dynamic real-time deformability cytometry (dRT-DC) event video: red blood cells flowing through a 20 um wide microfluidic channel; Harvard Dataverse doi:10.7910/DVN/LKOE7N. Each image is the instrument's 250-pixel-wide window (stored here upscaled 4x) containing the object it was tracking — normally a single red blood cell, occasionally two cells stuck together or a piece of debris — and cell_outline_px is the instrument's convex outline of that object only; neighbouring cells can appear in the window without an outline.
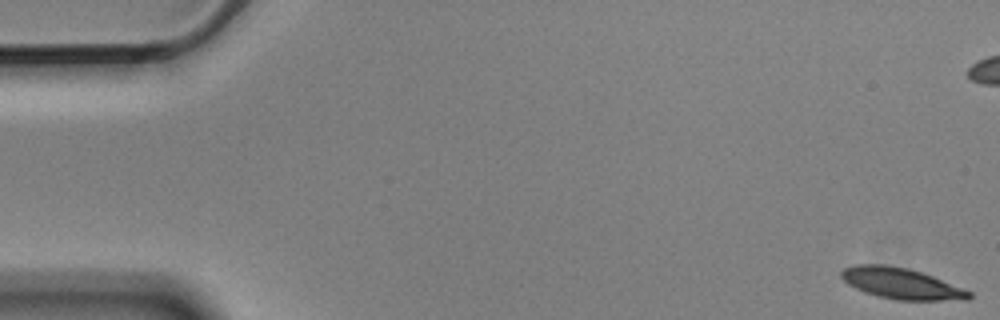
{"species": "Egyptian fruit bat (a non-hibernating species)", "species_latin": "Rousettus aegyptiacus", "temperature_condition": "cold", "stored_images_in_passage": 6, "camera_frame_rate_fps": 3000, "um_per_image_px": 0.085, "animal": {"sex": "male"}, "frame": {"image": 1, "passage_image": 1, "time_ms": 0.0, "image_size_px": [1000, 320], "cell_outline_px": [[972, 296], [968, 300], [896, 300], [864, 292], [848, 284], [840, 276], [840, 272], [844, 268], [856, 264], [884, 264], [908, 268], [932, 276], [972, 292]], "centroid_in_image_um": [76.59, 24.09], "position_along_channel_um": 8.4, "area_um2": 22.95}}
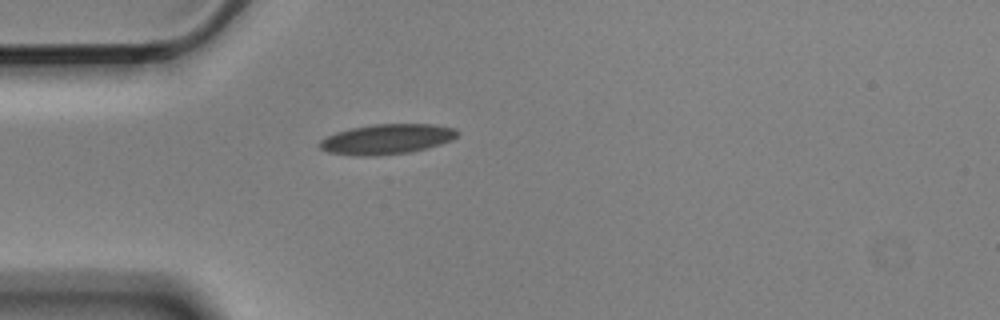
{"frame": {"image": 2, "passage_image": 6, "time_ms": 1.667, "image_size_px": [1000, 320], "cell_outline_px": [[460, 132], [452, 140], [428, 148], [412, 152], [376, 156], [356, 156], [328, 152], [320, 148], [316, 144], [320, 140], [336, 132], [352, 128], [372, 124], [432, 124], [456, 128]], "centroid_in_image_um": [32.88, 11.83], "position_along_channel_um": 52.1, "area_um2": 24.39}}